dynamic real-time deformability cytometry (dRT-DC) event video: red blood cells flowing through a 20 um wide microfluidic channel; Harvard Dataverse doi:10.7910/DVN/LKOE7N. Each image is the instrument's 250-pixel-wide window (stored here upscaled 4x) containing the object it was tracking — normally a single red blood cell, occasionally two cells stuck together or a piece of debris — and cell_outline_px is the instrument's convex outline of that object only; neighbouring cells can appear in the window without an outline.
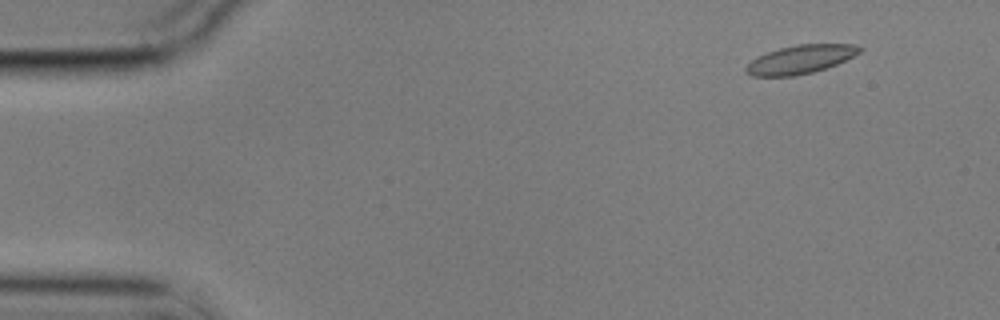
{"species": "common noctule bat (a hibernating species)", "species_latin": "Nyctalus noctula", "temperature_condition": "cold", "stored_images_in_passage": 54, "camera_frame_rate_fps": 3000, "um_per_image_px": 0.085, "animal": {"sex": "male", "body_mass_g": 17.9}, "frame": {"image": 1, "passage_image": 2, "time_ms": 0.333, "image_size_px": [1000, 320], "cell_outline_px": [[864, 48], [860, 52], [836, 64], [812, 72], [792, 76], [752, 76], [744, 72], [744, 68], [756, 56], [780, 48], [796, 44], [856, 44]], "centroid_in_image_um": [68.01, 5.04], "position_along_channel_um": 17.0, "area_um2": 18.79}}
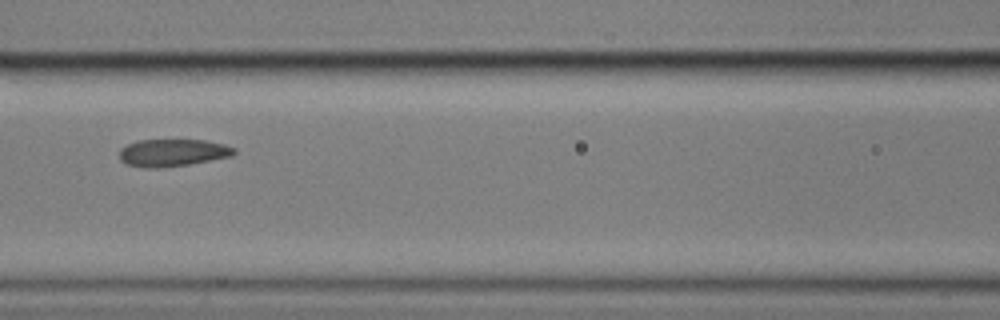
{"frame": {"image": 2, "passage_image": 22, "time_ms": 7.0, "image_size_px": [1000, 320], "cell_outline_px": [[236, 152], [232, 156], [188, 164], [160, 168], [144, 168], [128, 164], [120, 160], [120, 148], [136, 140], [204, 140], [224, 144], [236, 148]], "centroid_in_image_um": [14.67, 12.98], "position_along_channel_um": 151.9, "area_um2": 18.26}}
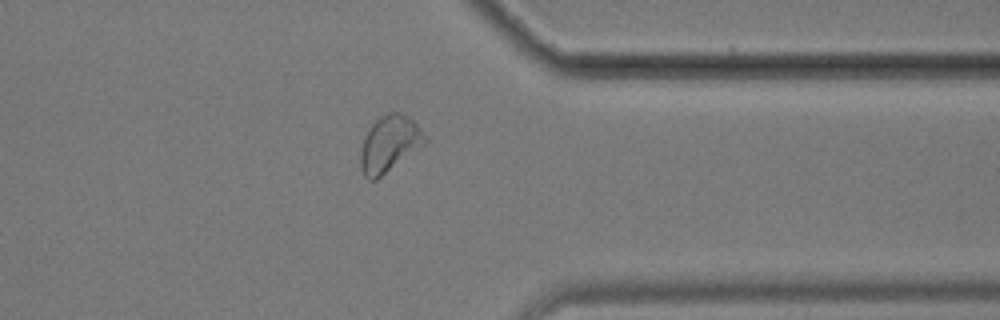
{"frame": {"image": 3, "passage_image": 42, "time_ms": 13.667, "image_size_px": [1000, 320], "cell_outline_px": [[428, 144], [376, 180], [368, 180], [364, 176], [360, 168], [360, 152], [364, 136], [368, 128], [380, 116], [388, 112], [400, 112], [408, 116], [420, 128], [428, 140]], "centroid_in_image_um": [33.11, 12.25], "position_along_channel_um": 378.3, "area_um2": 21.62}, "authors_computed_cell_mechanics": {"area_um2": 19.1029, "velocity_mm_per_s": 3.4988, "shape_relaxation_time_tau1_ms": null, "shape_relaxation_time_tau2_ms": 1.8538, "deformation_change_tau1": null, "deformation_change_tau2": 0.0656}}